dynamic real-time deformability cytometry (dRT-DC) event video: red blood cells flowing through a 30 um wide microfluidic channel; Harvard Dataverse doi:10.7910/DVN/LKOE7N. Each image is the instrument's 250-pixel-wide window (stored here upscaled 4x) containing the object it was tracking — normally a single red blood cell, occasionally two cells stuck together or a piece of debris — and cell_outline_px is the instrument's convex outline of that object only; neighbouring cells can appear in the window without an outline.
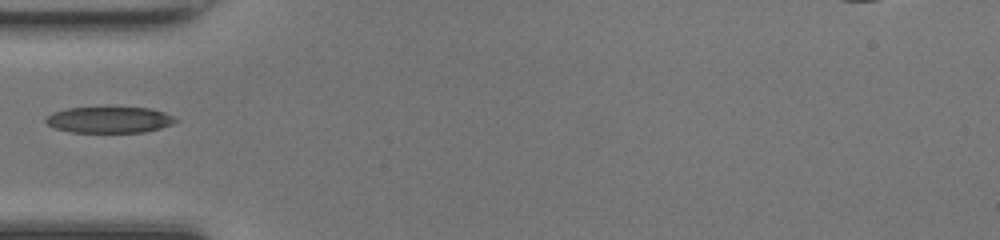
{"species": "common noctule bat (a hibernating species)", "species_latin": "Nyctalus noctula", "temperature_condition": "room temperature", "stored_images_in_passage": 33, "camera_frame_rate_fps": 3000, "um_per_image_px": 0.085, "animal": {"sex": "female", "body_mass_g": 17.0, "forearm_length_mm": 48.0}, "frame": {"image": 1, "passage_image": 1, "time_ms": 0.0, "image_size_px": [1000, 240], "cell_outline_px": [[180, 120], [172, 124], [160, 128], [144, 132], [72, 132], [56, 128], [48, 124], [44, 120], [52, 112], [68, 108], [148, 108], [164, 112]], "centroid_in_image_um": [9.31, 10.19], "position_along_channel_um": 75.7, "area_um2": 19.54}}
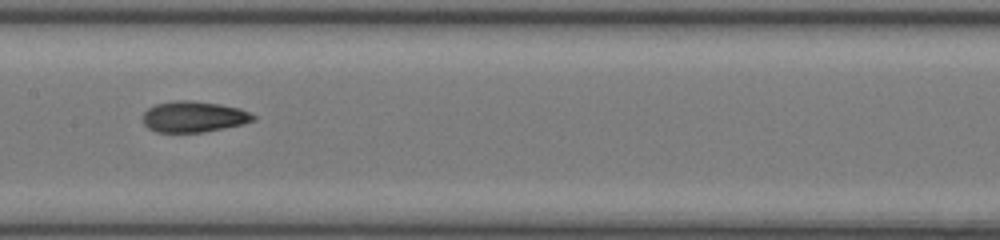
{"frame": {"image": 2, "passage_image": 9, "time_ms": 2.667, "image_size_px": [1000, 240], "cell_outline_px": [[256, 120], [224, 128], [200, 132], [156, 132], [148, 128], [144, 124], [144, 112], [148, 108], [156, 104], [176, 100], [192, 100], [220, 104], [240, 108], [256, 116]], "centroid_in_image_um": [16.46, 9.91], "position_along_channel_um": 190.9, "area_um2": 19.83}}
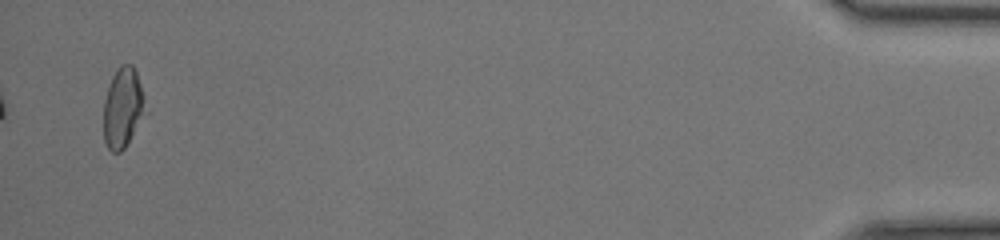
{"frame": {"image": 3, "passage_image": 32, "time_ms": 10.333, "image_size_px": [1000, 240], "cell_outline_px": [[148, 112], [124, 148], [120, 152], [112, 152], [108, 148], [104, 140], [104, 100], [112, 76], [124, 64], [132, 64], [136, 72], [144, 96]], "centroid_in_image_um": [10.47, 9.19], "position_along_channel_um": 424.7, "area_um2": 19.48}}